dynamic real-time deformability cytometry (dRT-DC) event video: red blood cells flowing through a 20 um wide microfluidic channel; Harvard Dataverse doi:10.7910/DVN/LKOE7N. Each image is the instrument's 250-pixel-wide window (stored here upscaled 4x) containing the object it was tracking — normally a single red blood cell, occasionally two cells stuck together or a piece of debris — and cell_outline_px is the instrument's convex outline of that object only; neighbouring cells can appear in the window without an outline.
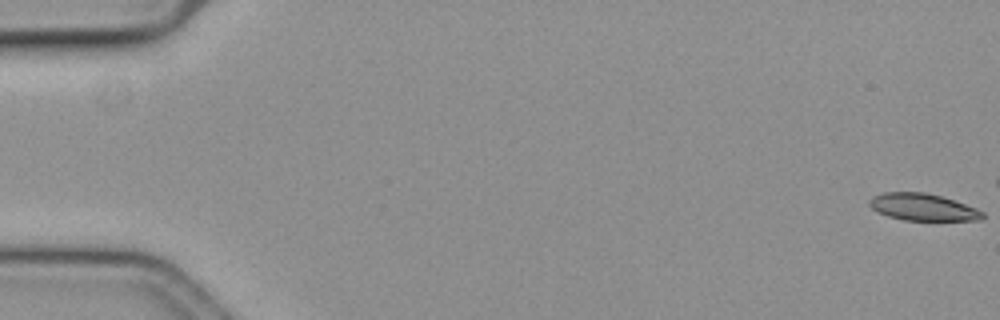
{"species": "common noctule bat (a hibernating species)", "species_latin": "Nyctalus noctula", "temperature_condition": "cold", "stored_images_in_passage": 17, "camera_frame_rate_fps": 3000, "um_per_image_px": 0.085, "animal": {"sex": "female", "body_mass_g": 19.3, "forearm_length_mm": 54.1}, "frame": {"image": 1, "passage_image": 1, "time_ms": 0.0, "image_size_px": [1000, 320], "cell_outline_px": [[984, 216], [980, 220], [904, 220], [888, 216], [876, 212], [868, 204], [868, 200], [872, 196], [884, 192], [924, 192], [940, 196], [976, 208], [984, 212]], "centroid_in_image_um": [78.39, 17.6], "position_along_channel_um": 6.6, "area_um2": 17.74}}